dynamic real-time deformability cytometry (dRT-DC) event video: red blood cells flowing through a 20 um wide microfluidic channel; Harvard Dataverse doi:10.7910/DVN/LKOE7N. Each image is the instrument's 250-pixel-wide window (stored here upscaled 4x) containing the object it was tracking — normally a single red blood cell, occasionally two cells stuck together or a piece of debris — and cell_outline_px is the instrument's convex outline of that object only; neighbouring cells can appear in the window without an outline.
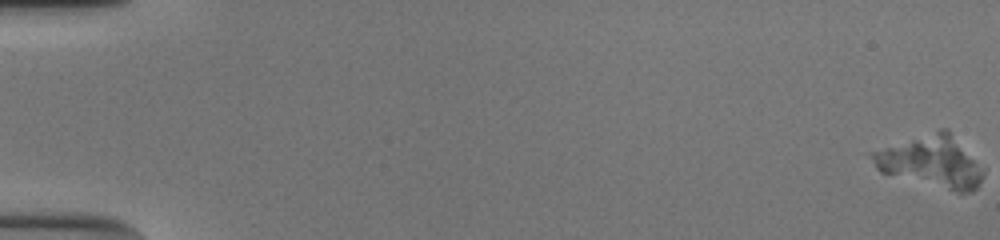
{"species": "human", "species_latin": "Homo sapiens", "temperature_condition": "cold", "stored_images_in_passage": 56, "camera_frame_rate_fps": 3000, "um_per_image_px": 0.085, "donor": {"sex": "male"}, "frame": {"image": 1, "passage_image": 1, "time_ms": 0.0, "image_size_px": [1000, 240], "cell_outline_px": [[984, 172], [976, 188], [972, 192], [956, 192], [880, 172], [876, 168], [864, 152], [940, 128], [948, 128]], "centroid_in_image_um": [79.03, 13.71], "position_along_channel_um": 6.0, "area_um2": 33.52}}
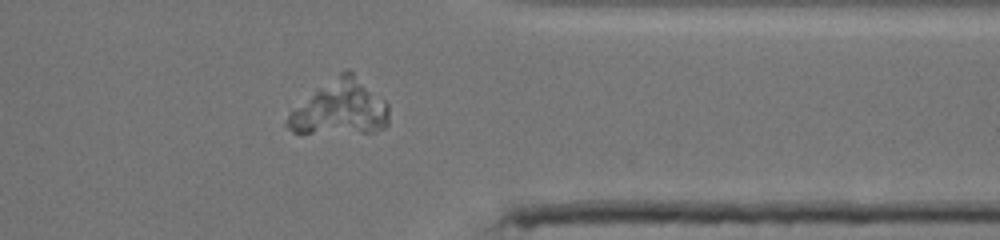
{"frame": {"image": 2, "passage_image": 46, "time_ms": 15.0, "image_size_px": [1000, 240], "cell_outline_px": [[388, 124], [384, 128], [376, 132], [292, 132], [284, 124], [288, 116], [316, 88], [340, 72], [348, 68], [384, 100], [388, 104]], "centroid_in_image_um": [28.94, 9.17], "position_along_channel_um": 382.5, "area_um2": 31.85}}
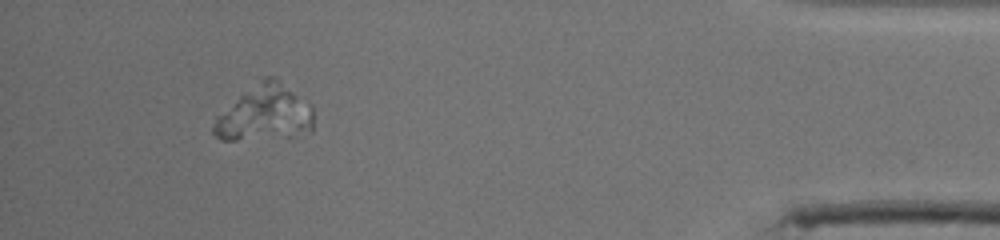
{"frame": {"image": 3, "passage_image": 52, "time_ms": 17.0, "image_size_px": [1000, 240], "cell_outline_px": [[312, 132], [296, 140], [220, 140], [212, 132], [212, 128], [216, 116], [244, 92], [264, 76], [276, 76], [312, 104]], "centroid_in_image_um": [22.58, 9.69], "position_along_channel_um": 412.6, "area_um2": 33.76}}